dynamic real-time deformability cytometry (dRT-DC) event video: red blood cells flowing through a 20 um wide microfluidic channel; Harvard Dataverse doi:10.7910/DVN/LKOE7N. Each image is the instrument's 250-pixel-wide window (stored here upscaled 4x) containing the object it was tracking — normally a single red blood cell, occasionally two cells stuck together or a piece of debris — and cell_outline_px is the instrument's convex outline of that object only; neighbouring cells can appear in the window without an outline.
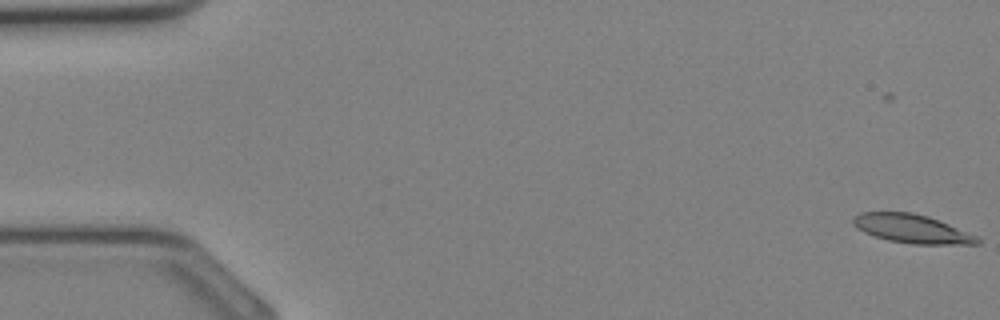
{"species": "Egyptian fruit bat (a non-hibernating species)", "species_latin": "Rousettus aegyptiacus", "temperature_condition": "cold", "stored_images_in_passage": 35, "camera_frame_rate_fps": 3000, "um_per_image_px": 0.085, "animal": {"sex": "female"}, "frame": {"image": 1, "passage_image": 1, "time_ms": 0.0, "image_size_px": [1000, 320], "cell_outline_px": [[980, 244], [912, 244], [888, 240], [864, 232], [856, 228], [852, 224], [852, 220], [860, 212], [912, 212], [928, 216], [948, 224], [976, 236], [980, 240]], "centroid_in_image_um": [77.48, 19.44], "position_along_channel_um": 7.5, "area_um2": 20.52}}
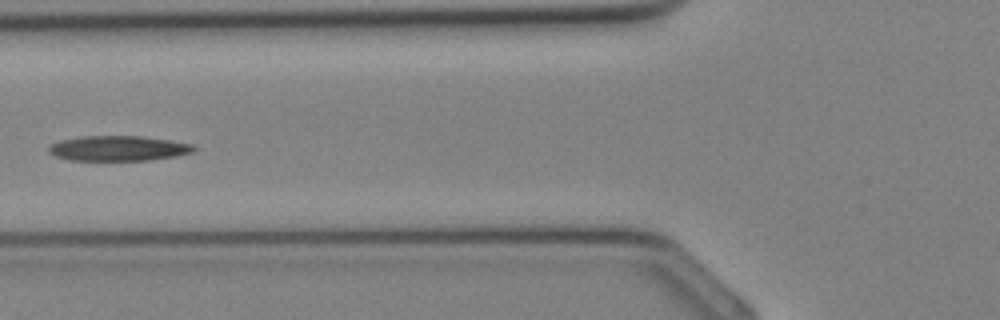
{"frame": {"image": 2, "passage_image": 14, "time_ms": 4.333, "image_size_px": [1000, 320], "cell_outline_px": [[196, 148], [192, 152], [176, 156], [148, 160], [68, 160], [56, 156], [48, 152], [48, 144], [60, 140], [80, 136], [144, 136], [192, 144]], "centroid_in_image_um": [10.0, 12.6], "position_along_channel_um": 115.8, "area_um2": 21.27}}
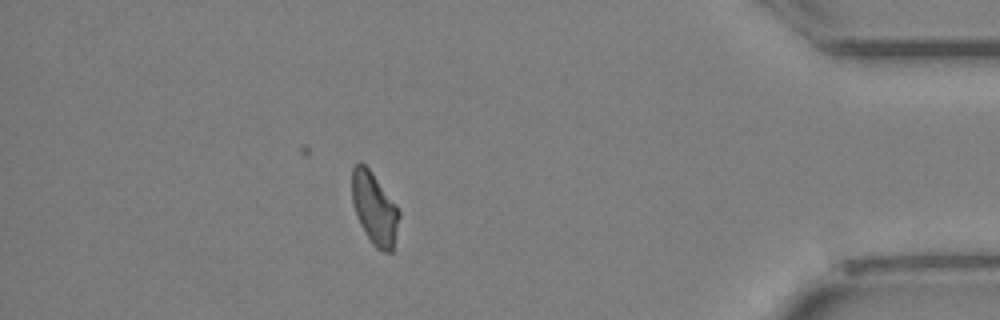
{"frame": {"image": 3, "passage_image": 31, "time_ms": 10.0, "image_size_px": [1000, 320], "cell_outline_px": [[400, 216], [392, 252], [384, 252], [376, 248], [372, 244], [360, 224], [352, 200], [352, 168], [360, 160], [372, 172], [400, 212]], "centroid_in_image_um": [31.82, 17.73], "position_along_channel_um": 403.4, "area_um2": 19.48}}